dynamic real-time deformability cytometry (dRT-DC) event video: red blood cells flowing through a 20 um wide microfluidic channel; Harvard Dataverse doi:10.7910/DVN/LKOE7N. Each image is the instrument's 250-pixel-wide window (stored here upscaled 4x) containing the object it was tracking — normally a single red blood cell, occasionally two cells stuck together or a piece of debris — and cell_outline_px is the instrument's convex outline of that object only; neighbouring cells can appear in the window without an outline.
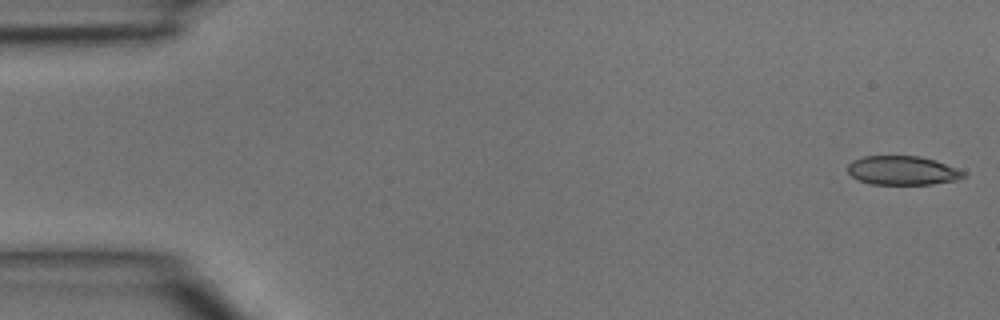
{"species": "common noctule bat (a hibernating species)", "species_latin": "Nyctalus noctula", "temperature_condition": "room temperature", "stored_images_in_passage": 5, "segment_of_instrument_passage": [1, 2], "camera_frame_rate_fps": 3000, "um_per_image_px": 0.085, "animal": {"sex": "male", "body_mass_g": 15.6}, "frame": {"image": 1, "passage_image": 1, "time_ms": 0.0, "image_size_px": [1000, 320], "cell_outline_px": [[964, 176], [956, 180], [932, 184], [872, 184], [860, 180], [852, 176], [848, 172], [848, 164], [852, 160], [864, 156], [920, 156], [936, 160], [956, 168], [964, 172]], "centroid_in_image_um": [76.7, 14.48], "position_along_channel_um": 8.3, "area_um2": 19.42}}